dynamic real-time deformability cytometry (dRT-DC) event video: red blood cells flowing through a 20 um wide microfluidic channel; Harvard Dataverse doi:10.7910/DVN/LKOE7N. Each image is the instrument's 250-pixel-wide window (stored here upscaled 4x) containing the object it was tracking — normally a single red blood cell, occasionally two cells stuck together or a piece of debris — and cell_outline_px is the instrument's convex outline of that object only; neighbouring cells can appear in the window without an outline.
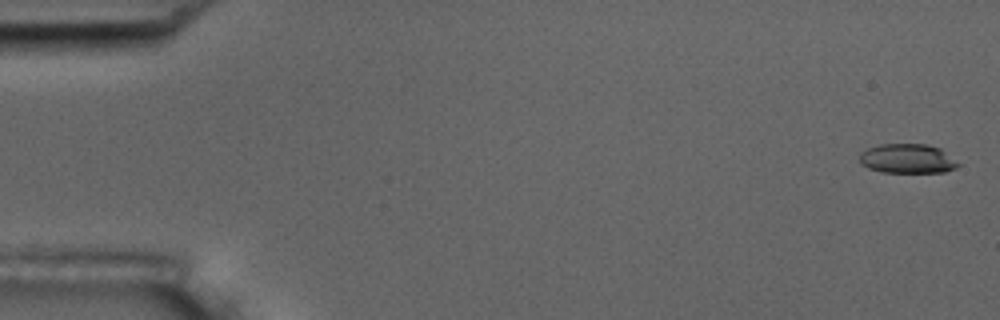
{"species": "common noctule bat (a hibernating species)", "species_latin": "Nyctalus noctula", "temperature_condition": "room temperature", "stored_images_in_passage": 6, "camera_frame_rate_fps": 3000, "um_per_image_px": 0.085, "animal": {"sex": "male", "body_mass_g": 17.5, "forearm_length_mm": 52.3}, "frame": {"image": 1, "passage_image": 1, "time_ms": 0.0, "image_size_px": [1000, 320], "cell_outline_px": [[960, 164], [956, 168], [944, 172], [880, 172], [868, 168], [860, 164], [860, 152], [868, 148], [880, 144], [928, 144], [940, 148]], "centroid_in_image_um": [77.11, 13.48], "position_along_channel_um": 7.9, "area_um2": 16.94}}
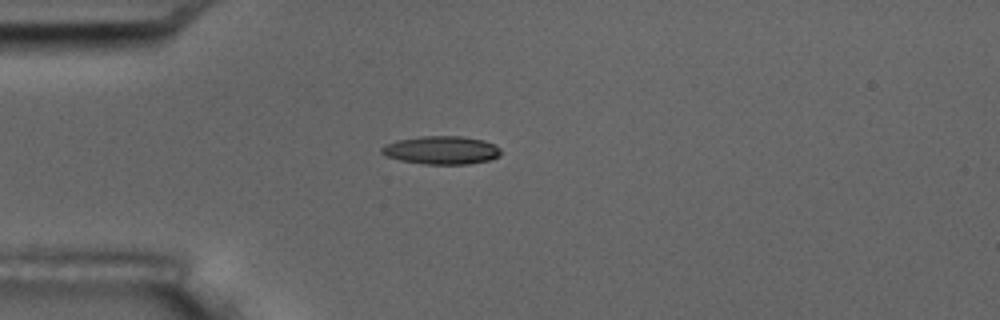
{"frame": {"image": 2, "passage_image": 5, "time_ms": 4.667, "image_size_px": [1000, 320], "cell_outline_px": [[500, 156], [488, 160], [468, 164], [424, 164], [400, 160], [384, 156], [380, 152], [380, 148], [384, 144], [396, 140], [420, 136], [460, 136], [484, 140], [500, 148]], "centroid_in_image_um": [37.47, 12.76], "position_along_channel_um": 47.5, "area_um2": 19.71}}